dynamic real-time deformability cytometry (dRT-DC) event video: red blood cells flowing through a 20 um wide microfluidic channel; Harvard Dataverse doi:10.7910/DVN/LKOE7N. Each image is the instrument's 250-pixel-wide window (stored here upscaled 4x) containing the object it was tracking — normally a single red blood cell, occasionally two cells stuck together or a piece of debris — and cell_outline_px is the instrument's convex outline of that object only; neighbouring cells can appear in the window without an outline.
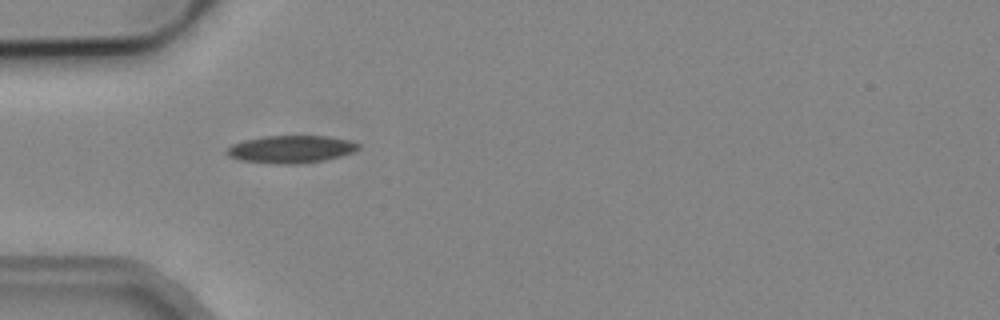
{"species": "common noctule bat (a hibernating species)", "species_latin": "Nyctalus noctula", "temperature_condition": "cold", "stored_images_in_passage": 37, "camera_frame_rate_fps": 3000, "um_per_image_px": 0.085, "animal": {"sex": "male", "body_mass_g": 19.2, "forearm_length_mm": 51.8}, "frame": {"image": 1, "passage_image": 1, "time_ms": 0.0, "image_size_px": [1000, 320], "cell_outline_px": [[360, 148], [356, 152], [324, 160], [300, 164], [280, 164], [240, 160], [228, 156], [224, 152], [232, 144], [244, 140], [264, 136], [328, 136], [352, 140], [360, 144]], "centroid_in_image_um": [24.77, 12.68], "position_along_channel_um": 60.2, "area_um2": 21.33}}
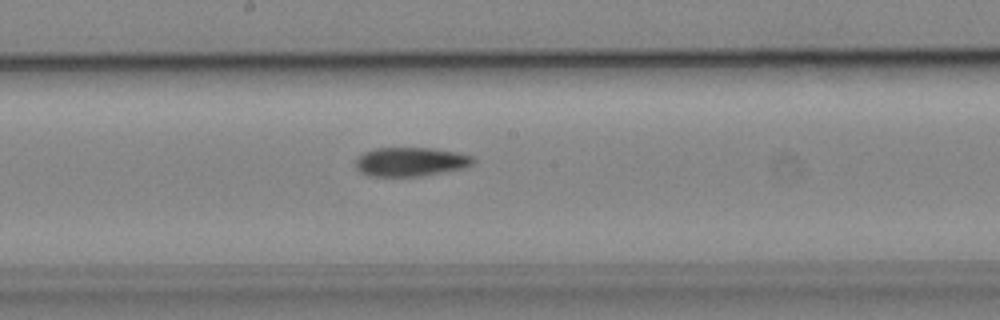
{"frame": {"image": 2, "passage_image": 13, "time_ms": 4.0, "image_size_px": [1000, 320], "cell_outline_px": [[476, 164], [464, 168], [420, 176], [368, 176], [360, 172], [356, 168], [356, 160], [364, 152], [376, 148], [432, 148], [456, 152], [472, 156], [476, 160]], "centroid_in_image_um": [34.93, 13.75], "position_along_channel_um": 213.3, "area_um2": 19.88}}
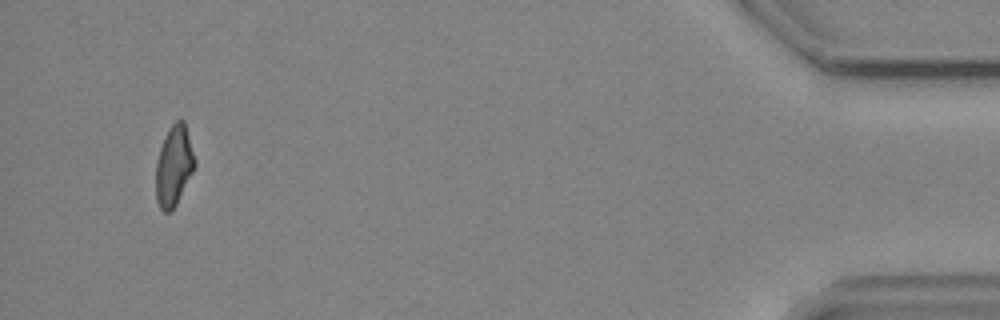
{"frame": {"image": 3, "passage_image": 35, "time_ms": 11.333, "image_size_px": [1000, 320], "cell_outline_px": [[196, 164], [172, 212], [164, 212], [160, 208], [156, 200], [156, 164], [160, 148], [164, 136], [168, 128], [176, 120], [184, 120], [196, 160]], "centroid_in_image_um": [14.77, 14.08], "position_along_channel_um": 420.4, "area_um2": 18.15}}